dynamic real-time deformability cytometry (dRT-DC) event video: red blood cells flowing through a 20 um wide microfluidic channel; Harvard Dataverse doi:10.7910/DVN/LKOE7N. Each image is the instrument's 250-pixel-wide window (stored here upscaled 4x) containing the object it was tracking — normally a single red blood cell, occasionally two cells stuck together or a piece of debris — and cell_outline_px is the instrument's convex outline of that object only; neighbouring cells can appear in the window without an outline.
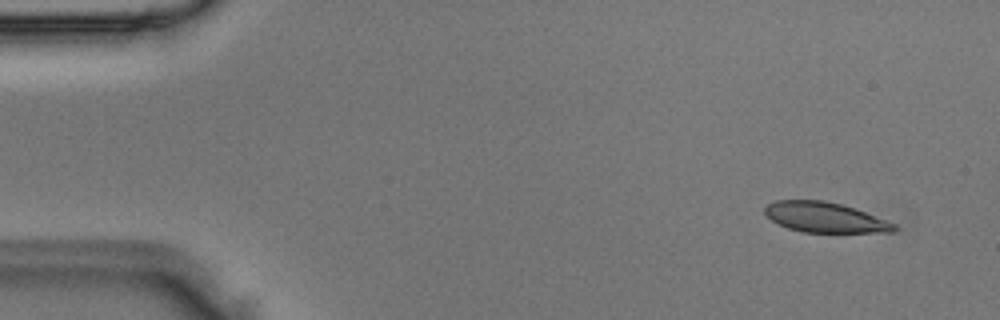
{"species": "Egyptian fruit bat (a non-hibernating species)", "species_latin": "Rousettus aegyptiacus", "temperature_condition": "room temperature", "stored_images_in_passage": 5, "camera_frame_rate_fps": 3000, "um_per_image_px": 0.085, "animal": {"sex": "male"}, "frame": {"image": 1, "passage_image": 1, "time_ms": 0.0, "image_size_px": [1000, 320], "cell_outline_px": [[900, 228], [896, 232], [804, 232], [788, 228], [772, 220], [764, 212], [764, 208], [768, 204], [776, 200], [824, 200], [840, 204], [864, 212], [896, 224]], "centroid_in_image_um": [70.13, 18.48], "position_along_channel_um": 14.9, "area_um2": 22.48}}